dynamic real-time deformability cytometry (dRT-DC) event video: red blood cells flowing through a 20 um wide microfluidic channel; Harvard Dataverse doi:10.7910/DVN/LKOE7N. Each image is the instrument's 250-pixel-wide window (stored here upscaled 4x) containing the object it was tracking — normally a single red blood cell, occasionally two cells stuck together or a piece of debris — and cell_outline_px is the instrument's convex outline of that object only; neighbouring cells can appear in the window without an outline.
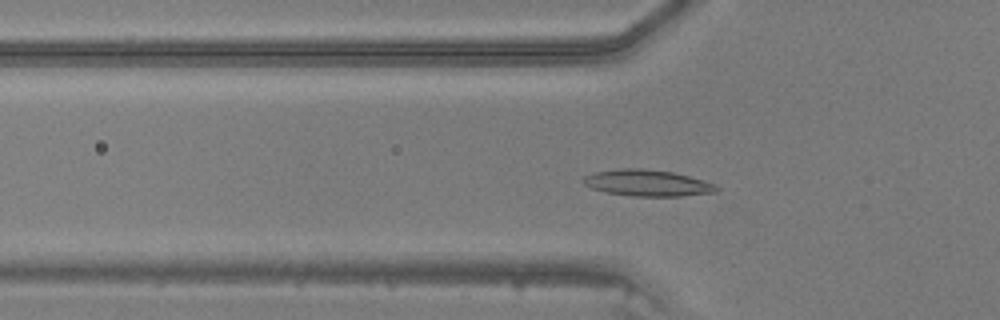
{"species": "common noctule bat (a hibernating species)", "species_latin": "Nyctalus noctula", "temperature_condition": "warm", "stored_images_in_passage": 48, "camera_frame_rate_fps": 3000, "um_per_image_px": 0.085, "animal": {"sex": "male", "body_mass_g": 20.5, "forearm_length_mm": 52.5}, "frame": {"image": 1, "passage_image": 17, "time_ms": 5.333, "image_size_px": [1000, 320], "cell_outline_px": [[720, 188], [716, 192], [680, 196], [632, 196], [608, 192], [592, 188], [584, 184], [580, 180], [584, 176], [596, 172], [620, 168], [644, 168], [672, 172], [704, 180], [716, 184]], "centroid_in_image_um": [55.04, 15.55], "position_along_channel_um": 70.8, "area_um2": 20.46}}
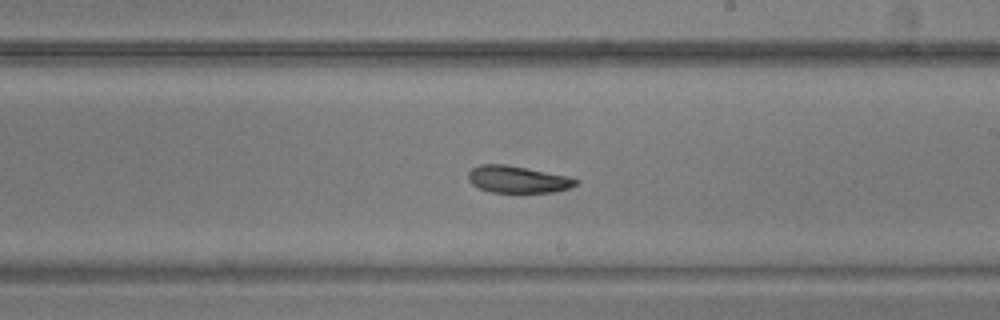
{"frame": {"image": 2, "passage_image": 29, "time_ms": 9.333, "image_size_px": [1000, 320], "cell_outline_px": [[580, 184], [568, 188], [552, 192], [520, 196], [516, 196], [492, 192], [480, 188], [472, 184], [468, 180], [468, 172], [472, 168], [480, 164], [504, 164], [568, 176], [580, 180]], "centroid_in_image_um": [44.02, 15.31], "position_along_channel_um": 245.0, "area_um2": 17.74}}
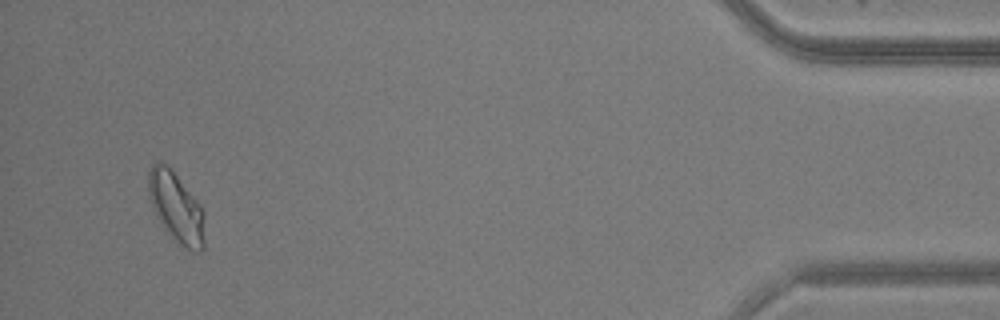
{"frame": {"image": 3, "passage_image": 46, "time_ms": 15.0, "image_size_px": [1000, 320], "cell_outline_px": [[204, 248], [196, 252], [180, 244], [164, 228], [152, 204], [148, 192], [148, 172], [152, 164], [156, 160], [168, 164], [200, 204], [204, 212]], "centroid_in_image_um": [14.98, 17.56], "position_along_channel_um": 420.2, "area_um2": 22.72}}